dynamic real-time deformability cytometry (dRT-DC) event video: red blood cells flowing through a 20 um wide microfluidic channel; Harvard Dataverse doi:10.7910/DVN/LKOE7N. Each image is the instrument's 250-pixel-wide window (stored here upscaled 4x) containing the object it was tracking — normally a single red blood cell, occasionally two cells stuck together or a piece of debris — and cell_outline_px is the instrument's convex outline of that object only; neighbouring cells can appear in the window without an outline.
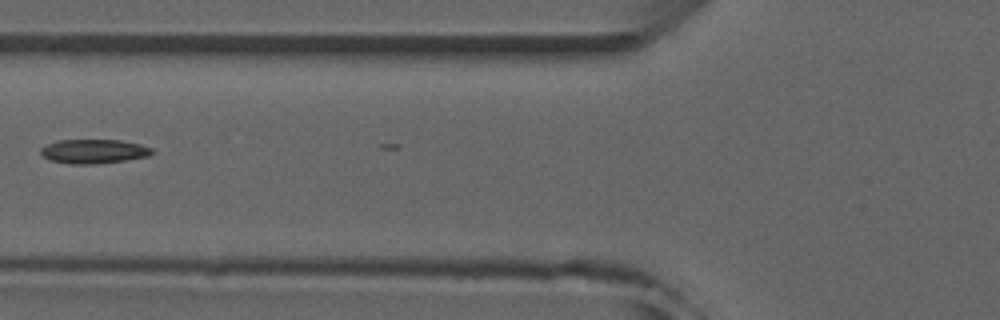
{"species": "common noctule bat (a hibernating species)", "species_latin": "Nyctalus noctula", "temperature_condition": "room temperature", "stored_images_in_passage": 3, "camera_frame_rate_fps": 3000, "um_per_image_px": 0.085, "animal": {"sex": "male", "forearm_length_mm": 52.5}, "frame": {"image": 1, "passage_image": 2, "time_ms": 1.333, "image_size_px": [1000, 320], "cell_outline_px": [[156, 152], [148, 156], [124, 160], [96, 164], [68, 164], [48, 160], [40, 152], [40, 148], [48, 144], [60, 140], [120, 140], [140, 144], [152, 148]], "centroid_in_image_um": [7.97, 12.87], "position_along_channel_um": 117.8, "area_um2": 15.72}}
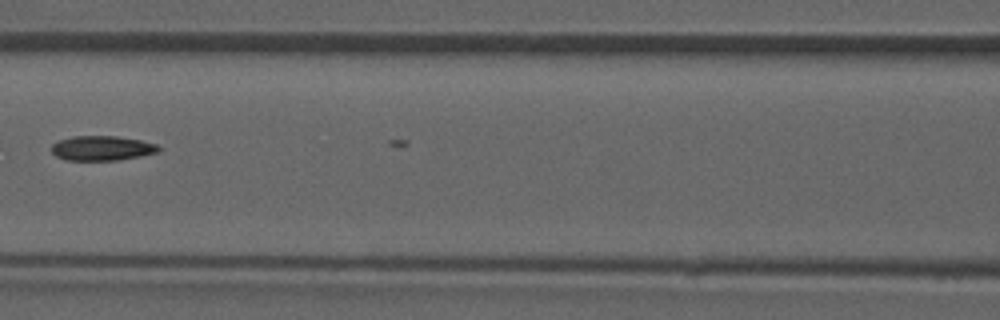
{"frame": {"image": 2, "passage_image": 3, "time_ms": 2.333, "image_size_px": [1000, 320], "cell_outline_px": [[160, 148], [156, 152], [140, 156], [116, 160], [68, 160], [56, 156], [52, 152], [52, 144], [60, 140], [72, 136], [116, 136], [140, 140], [156, 144]], "centroid_in_image_um": [8.64, 12.59], "position_along_channel_um": 158.0, "area_um2": 15.2}}